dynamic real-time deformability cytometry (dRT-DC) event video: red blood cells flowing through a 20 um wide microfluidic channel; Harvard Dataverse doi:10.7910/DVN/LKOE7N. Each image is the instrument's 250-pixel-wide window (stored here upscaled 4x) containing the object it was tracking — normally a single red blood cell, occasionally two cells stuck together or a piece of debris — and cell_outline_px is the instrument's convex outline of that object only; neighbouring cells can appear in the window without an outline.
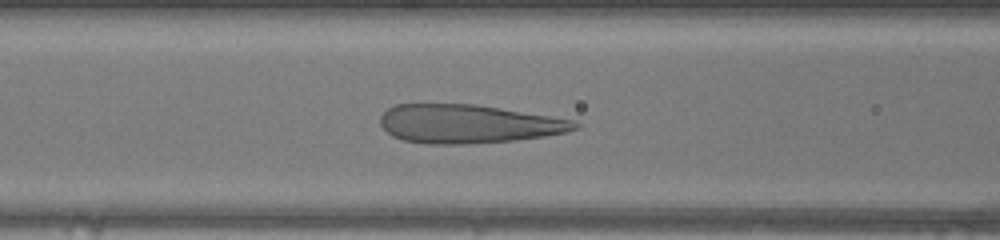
{"species": "human", "species_latin": "Homo sapiens", "temperature_condition": "warm", "stored_images_in_passage": 47, "camera_frame_rate_fps": 3000, "um_per_image_px": 0.085, "donor": {"sex": "female"}, "frame": {"image": 1, "passage_image": 18, "time_ms": 5.667, "image_size_px": [1000, 240], "cell_outline_px": [[580, 128], [564, 132], [544, 136], [512, 140], [468, 144], [428, 144], [404, 140], [392, 136], [380, 124], [380, 116], [388, 108], [396, 104], [476, 104], [576, 120], [580, 124]], "centroid_in_image_um": [39.8, 10.52], "position_along_channel_um": 126.8, "area_um2": 43.75}}
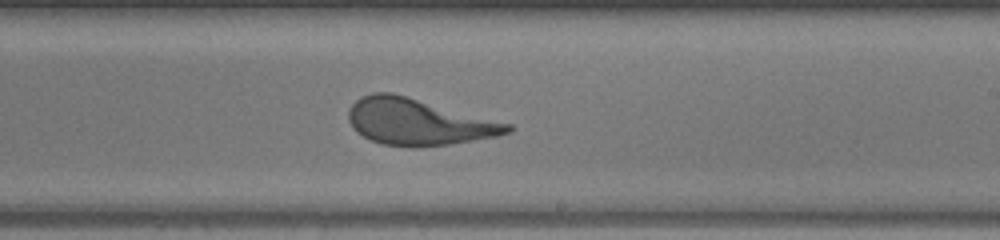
{"frame": {"image": 2, "passage_image": 27, "time_ms": 8.667, "image_size_px": [1000, 240], "cell_outline_px": [[512, 132], [496, 136], [448, 144], [416, 148], [408, 148], [380, 144], [356, 132], [352, 128], [348, 120], [348, 108], [360, 96], [372, 92], [392, 92], [512, 124]], "centroid_in_image_um": [35.5, 10.36], "position_along_channel_um": 253.5, "area_um2": 43.23}}
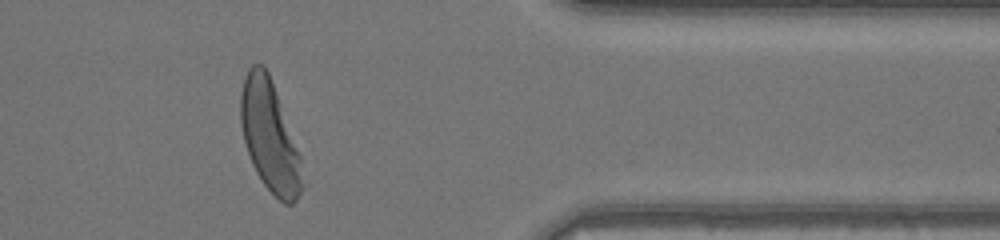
{"frame": {"image": 3, "passage_image": 38, "time_ms": 12.333, "image_size_px": [1000, 240], "cell_outline_px": [[308, 184], [296, 200], [292, 204], [284, 204], [264, 184], [256, 172], [252, 164], [244, 140], [240, 124], [240, 96], [244, 76], [248, 68], [252, 64], [264, 64], [268, 72], [300, 156]], "centroid_in_image_um": [22.95, 11.64], "position_along_channel_um": 388.5, "area_um2": 39.88}}